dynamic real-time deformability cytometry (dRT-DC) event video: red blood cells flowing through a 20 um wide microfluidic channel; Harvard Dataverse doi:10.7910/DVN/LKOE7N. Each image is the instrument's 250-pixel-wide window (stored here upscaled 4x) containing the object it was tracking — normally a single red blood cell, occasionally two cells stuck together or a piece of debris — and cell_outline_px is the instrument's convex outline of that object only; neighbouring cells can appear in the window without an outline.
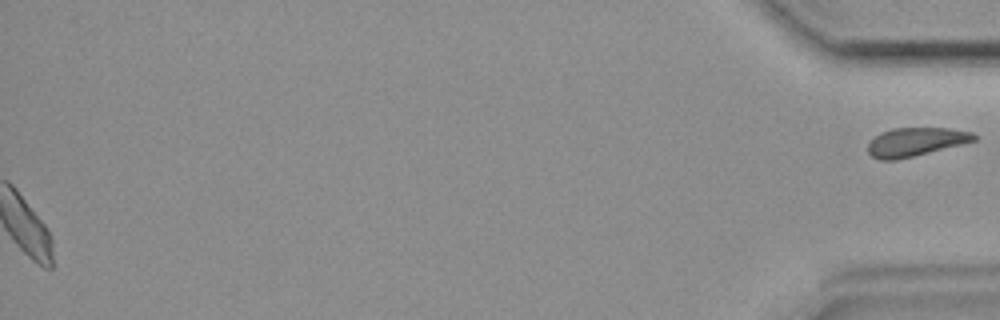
{"species": "common noctule bat (a hibernating species)", "species_latin": "Nyctalus noctula", "temperature_condition": "room temperature", "stored_images_in_passage": 45, "segment_of_instrument_passage": [2, 2], "camera_frame_rate_fps": 3000, "um_per_image_px": 0.085, "animal": {"sex": "female", "body_mass_g": 19.9}, "frame": {"image": 1, "passage_image": 45, "time_ms": 14.667, "image_size_px": [1000, 320], "cell_outline_px": [[976, 140], [896, 160], [880, 160], [872, 156], [868, 152], [868, 140], [880, 132], [892, 128], [948, 128], [972, 132], [976, 136]], "centroid_in_image_um": [77.76, 12.05], "position_along_channel_um": 357.4, "area_um2": 17.51}}